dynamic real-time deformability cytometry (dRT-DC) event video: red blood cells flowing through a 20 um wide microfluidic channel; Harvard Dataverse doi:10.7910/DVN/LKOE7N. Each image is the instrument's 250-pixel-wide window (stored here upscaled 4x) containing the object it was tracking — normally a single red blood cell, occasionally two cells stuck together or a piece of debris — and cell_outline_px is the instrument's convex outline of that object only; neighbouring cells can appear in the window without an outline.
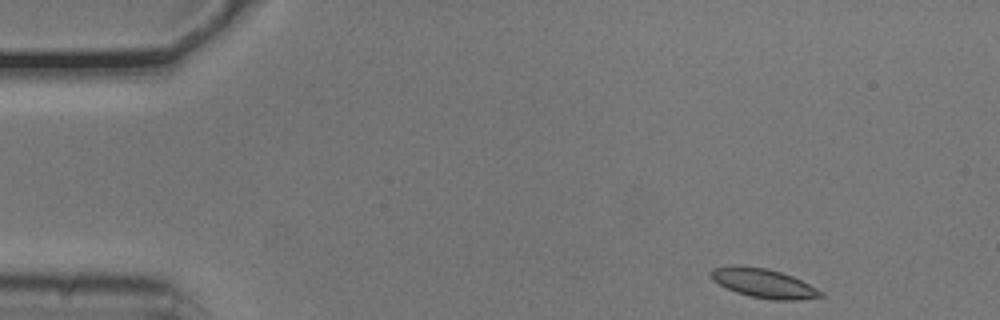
{"species": "common noctule bat (a hibernating species)", "species_latin": "Nyctalus noctula", "temperature_condition": "cold", "stored_images_in_passage": 12, "camera_frame_rate_fps": 3000, "um_per_image_px": 0.085, "animal": {"sex": "male", "body_mass_g": 20.5, "forearm_length_mm": 52.5}, "frame": {"image": 1, "passage_image": 1, "time_ms": 0.0, "image_size_px": [1000, 320], "cell_outline_px": [[824, 296], [800, 300], [772, 300], [752, 296], [736, 292], [712, 280], [712, 268], [768, 268], [792, 276], [824, 292]], "centroid_in_image_um": [65.02, 24.13], "position_along_channel_um": 20.0, "area_um2": 17.74}}
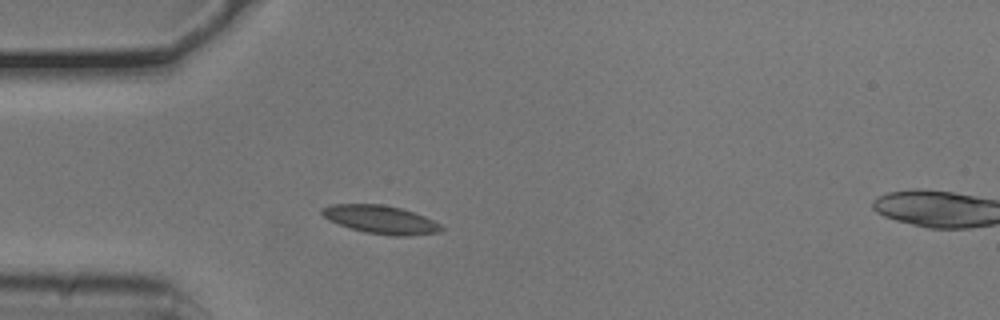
{"frame": {"image": 2, "passage_image": 10, "time_ms": 3.0, "image_size_px": [1000, 320], "cell_outline_px": [[444, 228], [440, 232], [412, 236], [392, 236], [364, 232], [328, 220], [320, 212], [320, 208], [332, 204], [380, 204], [400, 208], [424, 216], [440, 224]], "centroid_in_image_um": [32.36, 18.67], "position_along_channel_um": 52.6, "area_um2": 19.59}}